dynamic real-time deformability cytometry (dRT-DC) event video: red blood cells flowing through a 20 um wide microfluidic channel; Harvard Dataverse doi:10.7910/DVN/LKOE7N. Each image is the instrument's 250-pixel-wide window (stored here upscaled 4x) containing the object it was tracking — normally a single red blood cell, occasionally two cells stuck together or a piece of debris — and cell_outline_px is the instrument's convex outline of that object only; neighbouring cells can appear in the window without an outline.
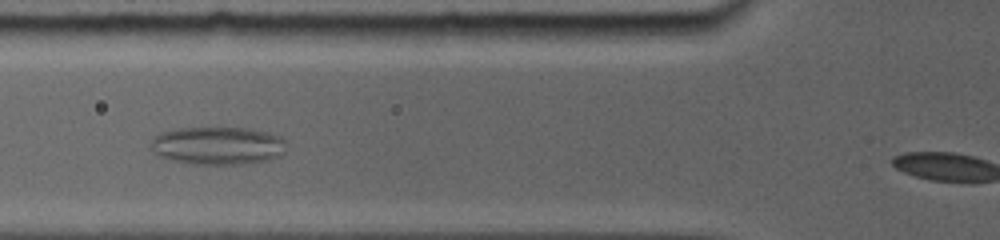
{"species": "common noctule bat (a hibernating species)", "species_latin": "Nyctalus noctula", "temperature_condition": "room temperature", "stored_images_in_passage": 16, "camera_frame_rate_fps": 5000, "um_per_image_px": 0.085, "animal": {"sex": "female", "body_mass_g": 19.0, "forearm_length_mm": 56.7}, "frame": {"image": 1, "passage_image": 7, "time_ms": 5.0, "image_size_px": [1000, 240], "cell_outline_px": [[284, 152], [280, 156], [268, 160], [244, 164], [192, 164], [172, 160], [156, 156], [148, 148], [148, 144], [160, 132], [176, 128], [252, 128], [268, 132], [280, 136], [284, 140]], "centroid_in_image_um": [18.45, 12.38], "position_along_channel_um": 107.3, "area_um2": 30.4}}
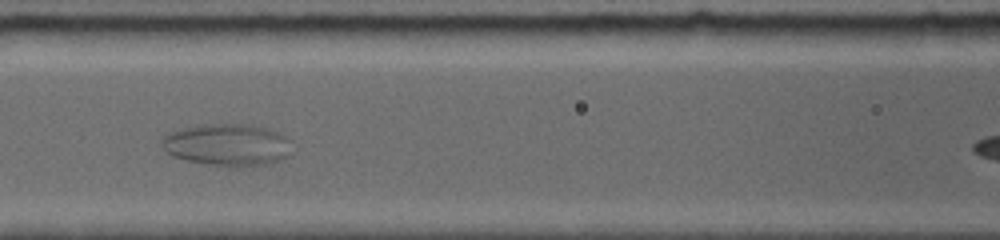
{"frame": {"image": 2, "passage_image": 10, "time_ms": 6.2, "image_size_px": [1000, 240], "cell_outline_px": [[288, 156], [280, 160], [268, 164], [236, 168], [208, 164], [188, 160], [172, 156], [160, 144], [160, 140], [164, 136], [172, 132], [204, 124], [252, 124], [268, 128], [284, 136], [288, 140]], "centroid_in_image_um": [19.32, 12.32], "position_along_channel_um": 147.3, "area_um2": 31.67}}